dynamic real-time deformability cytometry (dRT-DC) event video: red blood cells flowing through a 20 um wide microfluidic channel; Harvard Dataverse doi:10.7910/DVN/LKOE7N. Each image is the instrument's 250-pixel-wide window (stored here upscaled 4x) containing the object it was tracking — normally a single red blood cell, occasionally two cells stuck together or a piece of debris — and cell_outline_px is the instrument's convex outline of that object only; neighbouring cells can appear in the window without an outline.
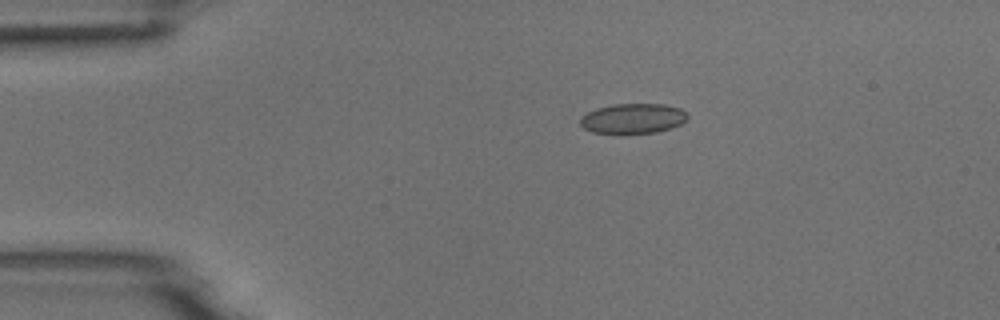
{"species": "common noctule bat (a hibernating species)", "species_latin": "Nyctalus noctula", "temperature_condition": "room temperature", "stored_images_in_passage": 3, "camera_frame_rate_fps": 3000, "um_per_image_px": 0.085, "animal": {"sex": "male", "body_mass_g": 18.8}, "frame": {"image": 1, "passage_image": 2, "time_ms": 1.333, "image_size_px": [1000, 320], "cell_outline_px": [[688, 116], [680, 124], [672, 128], [656, 132], [592, 132], [584, 128], [580, 124], [580, 116], [596, 108], [612, 104], [664, 104], [680, 108]], "centroid_in_image_um": [53.78, 10.05], "position_along_channel_um": 31.2, "area_um2": 18.44}}